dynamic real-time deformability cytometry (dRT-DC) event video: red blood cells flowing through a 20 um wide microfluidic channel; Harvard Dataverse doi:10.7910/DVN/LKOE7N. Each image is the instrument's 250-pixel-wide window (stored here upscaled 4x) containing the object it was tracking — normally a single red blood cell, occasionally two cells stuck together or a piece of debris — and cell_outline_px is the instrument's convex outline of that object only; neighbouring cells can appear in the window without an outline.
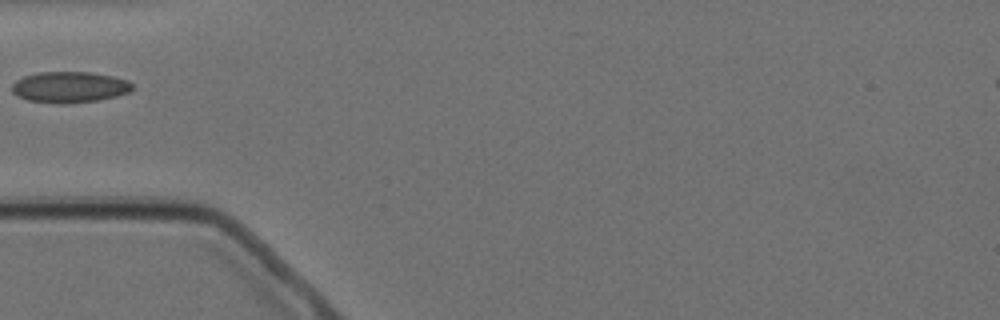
{"species": "Egyptian fruit bat (a non-hibernating species)", "species_latin": "Rousettus aegyptiacus", "temperature_condition": "cold", "stored_images_in_passage": 1, "camera_frame_rate_fps": 3000, "um_per_image_px": 0.085, "animal": {"sex": "female"}, "frame": {"image": 1, "passage_image": 1, "time_ms": 0.0, "image_size_px": [1000, 320], "cell_outline_px": [[132, 88], [128, 92], [116, 96], [96, 100], [64, 104], [56, 104], [28, 100], [12, 92], [12, 84], [16, 80], [24, 76], [40, 72], [92, 72], [112, 76], [128, 80], [132, 84]], "centroid_in_image_um": [5.9, 7.4], "position_along_channel_um": 79.1, "area_um2": 21.68}}